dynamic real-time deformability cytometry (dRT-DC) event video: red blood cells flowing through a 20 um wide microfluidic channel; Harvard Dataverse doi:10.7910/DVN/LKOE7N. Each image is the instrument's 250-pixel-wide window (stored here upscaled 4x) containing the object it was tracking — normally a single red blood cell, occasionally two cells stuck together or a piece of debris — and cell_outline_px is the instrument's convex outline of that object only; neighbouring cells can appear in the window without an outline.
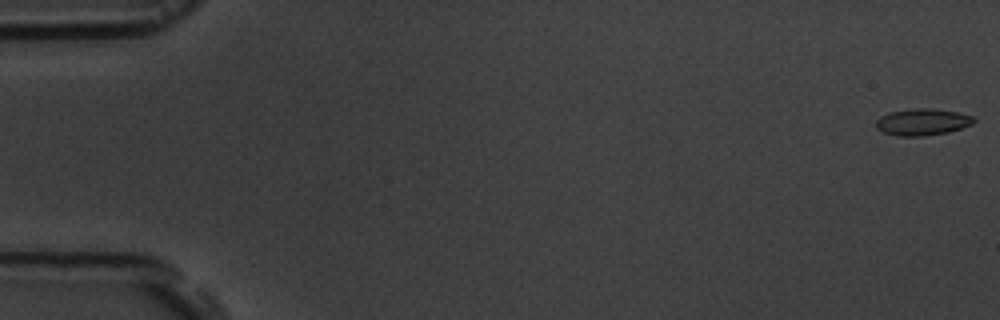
{"species": "common noctule bat (a hibernating species)", "species_latin": "Nyctalus noctula", "temperature_condition": "room temperature", "stored_images_in_passage": 5, "segment_of_instrument_passage": [2, 2], "camera_frame_rate_fps": 3000, "um_per_image_px": 0.085, "animal": {"sex": "male", "body_mass_g": 19.5, "forearm_length_mm": 54.6}, "frame": {"image": 1, "passage_image": 5, "time_ms": 6.333, "image_size_px": [1000, 320], "cell_outline_px": [[976, 120], [972, 124], [948, 132], [924, 136], [900, 136], [884, 132], [876, 128], [876, 120], [880, 116], [888, 112], [916, 108], [932, 108], [956, 112], [972, 116]], "centroid_in_image_um": [78.38, 10.36], "position_along_channel_um": 6.6, "area_um2": 15.14}}